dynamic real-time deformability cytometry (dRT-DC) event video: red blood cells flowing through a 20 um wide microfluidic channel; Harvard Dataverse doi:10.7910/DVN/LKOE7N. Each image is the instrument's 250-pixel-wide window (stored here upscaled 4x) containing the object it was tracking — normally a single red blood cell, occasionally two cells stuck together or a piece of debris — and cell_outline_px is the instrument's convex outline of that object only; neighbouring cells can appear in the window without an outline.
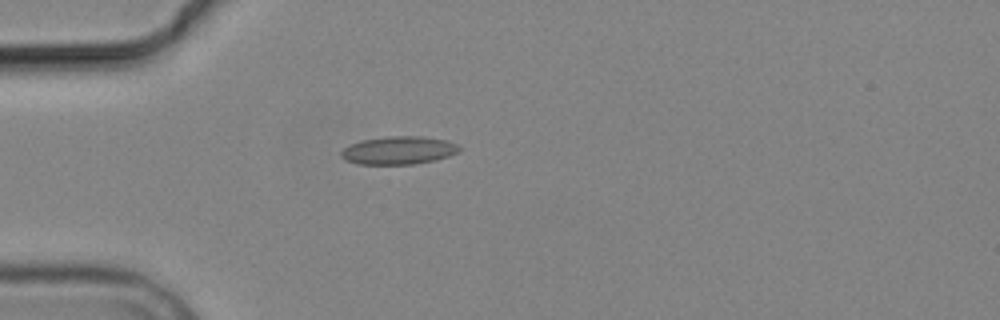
{"species": "common noctule bat (a hibernating species)", "species_latin": "Nyctalus noctula", "temperature_condition": "cold", "stored_images_in_passage": 1, "camera_frame_rate_fps": 3000, "um_per_image_px": 0.085, "animal": {"sex": "male", "body_mass_g": 19.2, "forearm_length_mm": 51.8}, "frame": {"image": 1, "passage_image": 1, "time_ms": 0.0, "image_size_px": [1000, 320], "cell_outline_px": [[460, 148], [456, 152], [448, 156], [436, 160], [412, 164], [356, 164], [344, 160], [340, 156], [340, 152], [348, 144], [360, 140], [388, 136], [420, 136], [448, 140], [456, 144]], "centroid_in_image_um": [33.82, 12.77], "position_along_channel_um": 51.2, "area_um2": 19.42}}